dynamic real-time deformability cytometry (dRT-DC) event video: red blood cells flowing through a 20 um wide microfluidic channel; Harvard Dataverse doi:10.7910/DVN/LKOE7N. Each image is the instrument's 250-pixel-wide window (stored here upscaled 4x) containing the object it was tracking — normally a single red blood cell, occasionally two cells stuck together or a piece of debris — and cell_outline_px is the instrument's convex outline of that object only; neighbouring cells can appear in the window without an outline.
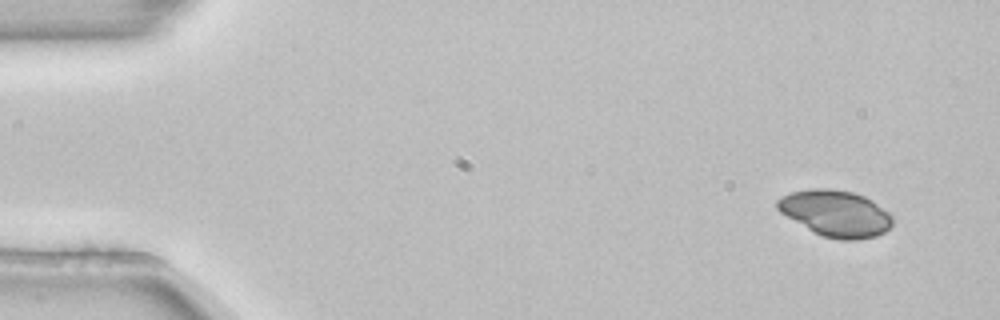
{"species": "common noctule bat (a hibernating species)", "species_latin": "Nyctalus noctula", "temperature_condition": "room temperature", "stored_images_in_passage": 4, "camera_frame_rate_fps": 3000, "um_per_image_px": 0.085, "animal": {"sex": "female", "body_mass_g": 22.7, "forearm_length_mm": 54.2}, "frame": {"image": 1, "passage_image": 1, "time_ms": 0.0, "image_size_px": [1000, 320], "cell_outline_px": [[892, 224], [884, 232], [876, 236], [856, 240], [840, 240], [820, 236], [812, 232], [780, 212], [776, 208], [776, 200], [792, 192], [812, 188], [828, 188], [852, 192], [864, 196], [872, 200], [888, 212], [892, 216]], "centroid_in_image_um": [71.01, 18.15], "position_along_channel_um": 14.0, "area_um2": 31.1}}